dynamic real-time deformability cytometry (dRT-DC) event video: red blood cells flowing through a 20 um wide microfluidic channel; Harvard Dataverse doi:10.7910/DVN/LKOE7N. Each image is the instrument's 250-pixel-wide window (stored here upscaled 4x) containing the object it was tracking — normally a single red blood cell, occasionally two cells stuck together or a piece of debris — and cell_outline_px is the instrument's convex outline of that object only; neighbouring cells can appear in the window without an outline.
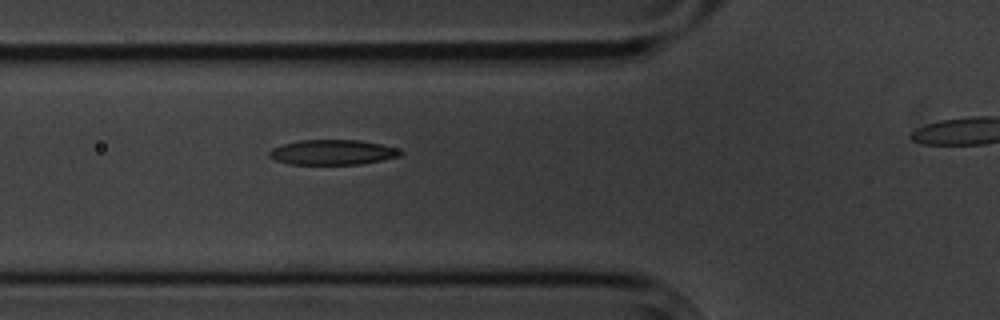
{"species": "common noctule bat (a hibernating species)", "species_latin": "Nyctalus noctula", "temperature_condition": "cold", "stored_images_in_passage": 5, "segment_of_instrument_passage": [1, 2], "camera_frame_rate_fps": 3000, "um_per_image_px": 0.085, "animal": {"sex": "male", "body_mass_g": 20.1, "forearm_length_mm": 53.5}, "frame": {"image": 1, "passage_image": 4, "time_ms": 3.667, "image_size_px": [1000, 320], "cell_outline_px": [[404, 152], [400, 156], [360, 164], [288, 164], [276, 160], [268, 156], [268, 152], [272, 148], [284, 144], [300, 140], [360, 140], [380, 144], [396, 148]], "centroid_in_image_um": [28.25, 12.94], "position_along_channel_um": 97.6, "area_um2": 19.02}}